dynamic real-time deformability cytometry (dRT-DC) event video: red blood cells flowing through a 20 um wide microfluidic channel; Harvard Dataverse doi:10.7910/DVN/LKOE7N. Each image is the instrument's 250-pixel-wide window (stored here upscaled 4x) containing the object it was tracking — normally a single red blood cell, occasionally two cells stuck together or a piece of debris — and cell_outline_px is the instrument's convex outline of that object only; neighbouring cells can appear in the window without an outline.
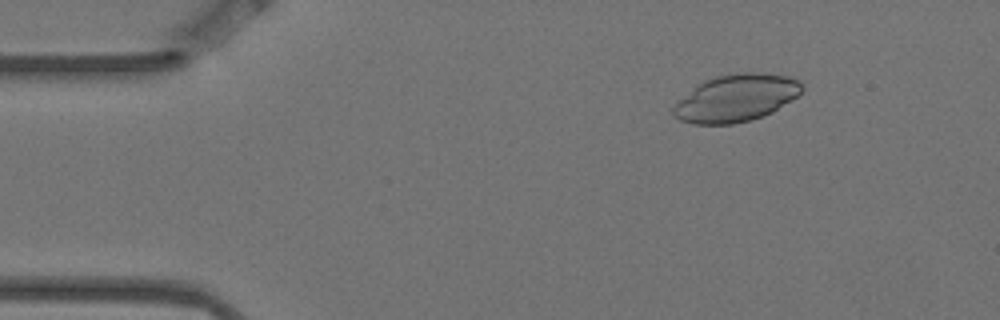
{"species": "Egyptian fruit bat (a non-hibernating species)", "species_latin": "Rousettus aegyptiacus", "temperature_condition": "warm", "stored_images_in_passage": 5, "camera_frame_rate_fps": 3000, "um_per_image_px": 0.085, "animal": {"sex": "female"}, "frame": {"image": 1, "passage_image": 2, "time_ms": 0.333, "image_size_px": [1000, 320], "cell_outline_px": [[804, 88], [796, 96], [772, 112], [764, 116], [752, 120], [732, 124], [692, 124], [680, 120], [672, 116], [672, 108], [696, 84], [704, 80], [716, 76], [740, 72], [756, 72], [788, 76], [796, 80]], "centroid_in_image_um": [62.53, 8.34], "position_along_channel_um": 22.5, "area_um2": 35.26}}